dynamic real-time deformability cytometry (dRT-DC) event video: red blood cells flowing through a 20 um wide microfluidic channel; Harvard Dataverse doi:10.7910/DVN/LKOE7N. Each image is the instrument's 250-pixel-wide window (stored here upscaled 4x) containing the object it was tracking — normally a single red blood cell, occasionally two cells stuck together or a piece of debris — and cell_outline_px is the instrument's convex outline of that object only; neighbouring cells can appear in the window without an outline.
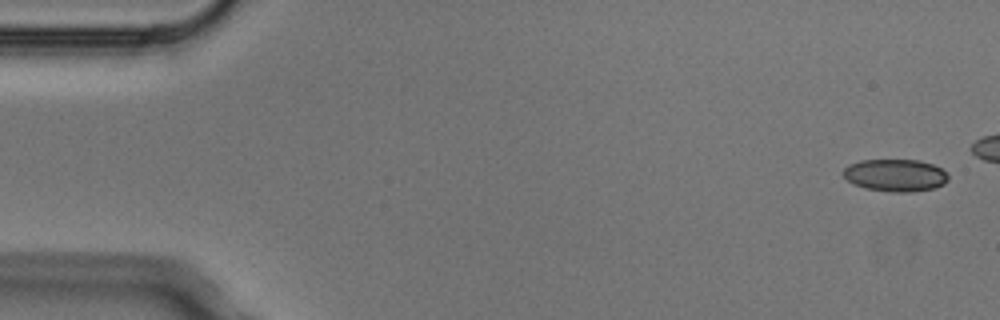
{"species": "Egyptian fruit bat (a non-hibernating species)", "species_latin": "Rousettus aegyptiacus", "temperature_condition": "cold", "stored_images_in_passage": 5, "camera_frame_rate_fps": 3000, "um_per_image_px": 0.085, "animal": {"sex": "male"}, "frame": {"image": 1, "passage_image": 1, "time_ms": 0.0, "image_size_px": [1000, 320], "cell_outline_px": [[948, 180], [944, 184], [932, 188], [908, 192], [892, 192], [864, 188], [848, 180], [840, 172], [848, 164], [860, 160], [920, 160], [932, 164], [940, 168], [948, 176]], "centroid_in_image_um": [76.07, 14.89], "position_along_channel_um": 8.9, "area_um2": 19.71}}